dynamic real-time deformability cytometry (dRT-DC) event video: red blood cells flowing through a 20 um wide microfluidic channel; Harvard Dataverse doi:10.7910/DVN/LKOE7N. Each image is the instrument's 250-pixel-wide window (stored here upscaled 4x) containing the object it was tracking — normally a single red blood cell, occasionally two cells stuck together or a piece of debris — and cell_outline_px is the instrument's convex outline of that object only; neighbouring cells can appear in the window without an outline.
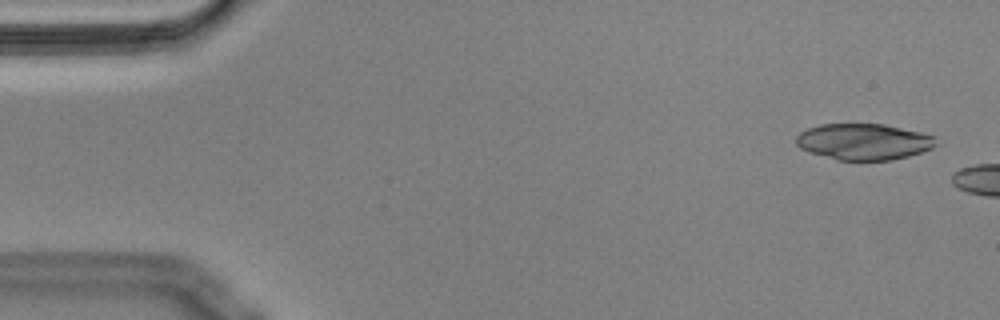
{"species": "Egyptian fruit bat (a non-hibernating species)", "species_latin": "Rousettus aegyptiacus", "temperature_condition": "cold", "stored_images_in_passage": 7, "camera_frame_rate_fps": 3000, "um_per_image_px": 0.085, "animal": {"sex": "male"}, "frame": {"image": 1, "passage_image": 3, "time_ms": 0.667, "image_size_px": [1000, 320], "cell_outline_px": [[936, 144], [932, 148], [908, 156], [892, 160], [836, 160], [808, 152], [800, 148], [796, 144], [796, 136], [800, 132], [808, 128], [820, 124], [884, 124], [920, 132], [936, 136]], "centroid_in_image_um": [73.39, 12.04], "position_along_channel_um": 11.6, "area_um2": 29.59}}